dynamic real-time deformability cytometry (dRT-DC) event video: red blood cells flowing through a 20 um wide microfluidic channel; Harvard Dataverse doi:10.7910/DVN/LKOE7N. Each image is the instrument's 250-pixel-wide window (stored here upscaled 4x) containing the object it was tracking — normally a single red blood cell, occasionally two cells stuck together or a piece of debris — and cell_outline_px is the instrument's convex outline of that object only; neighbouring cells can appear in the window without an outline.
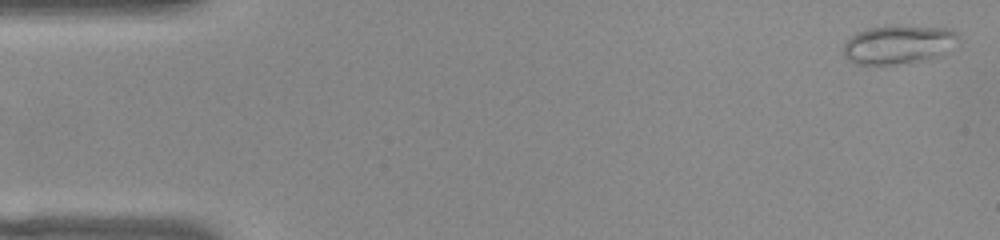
{"species": "common noctule bat (a hibernating species)", "species_latin": "Nyctalus noctula", "temperature_condition": "warm", "stored_images_in_passage": 52, "camera_frame_rate_fps": 3000, "um_per_image_px": 0.085, "animal": {"sex": "female", "body_mass_g": 22.0, "forearm_length_mm": 56.7}, "frame": {"image": 1, "passage_image": 1, "time_ms": 0.0, "image_size_px": [1000, 240], "cell_outline_px": [[960, 36], [928, 60], [896, 64], [856, 64], [848, 60], [844, 56], [844, 44], [852, 36], [868, 28], [888, 24], [952, 28]], "centroid_in_image_um": [76.29, 3.75], "position_along_channel_um": 8.7, "area_um2": 25.55}}
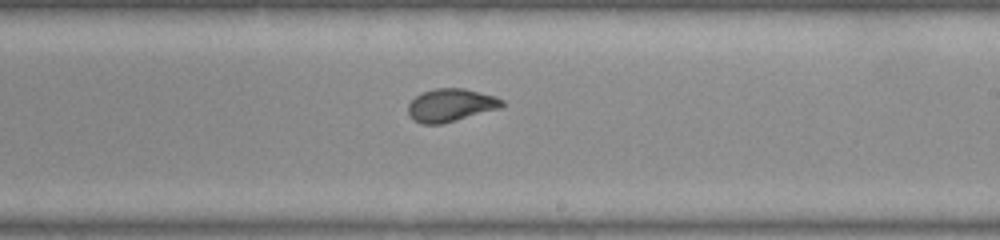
{"frame": {"image": 2, "passage_image": 30, "time_ms": 9.667, "image_size_px": [1000, 240], "cell_outline_px": [[504, 104], [500, 108], [440, 124], [424, 124], [416, 120], [408, 112], [408, 104], [416, 96], [424, 92], [436, 88], [464, 88], [496, 96], [504, 100]], "centroid_in_image_um": [38.34, 8.92], "position_along_channel_um": 250.7, "area_um2": 17.69}}
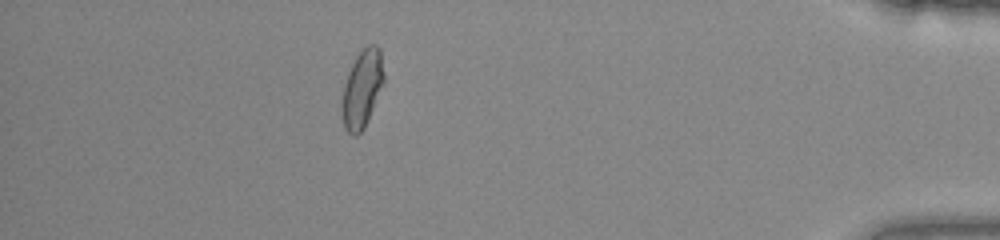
{"frame": {"image": 3, "passage_image": 46, "time_ms": 15.0, "image_size_px": [1000, 240], "cell_outline_px": [[384, 80], [368, 120], [364, 128], [356, 136], [352, 136], [344, 128], [340, 112], [340, 104], [344, 84], [348, 72], [356, 56], [368, 44], [376, 44], [380, 48], [384, 72]], "centroid_in_image_um": [30.75, 7.56], "position_along_channel_um": 404.5, "area_um2": 19.19}}